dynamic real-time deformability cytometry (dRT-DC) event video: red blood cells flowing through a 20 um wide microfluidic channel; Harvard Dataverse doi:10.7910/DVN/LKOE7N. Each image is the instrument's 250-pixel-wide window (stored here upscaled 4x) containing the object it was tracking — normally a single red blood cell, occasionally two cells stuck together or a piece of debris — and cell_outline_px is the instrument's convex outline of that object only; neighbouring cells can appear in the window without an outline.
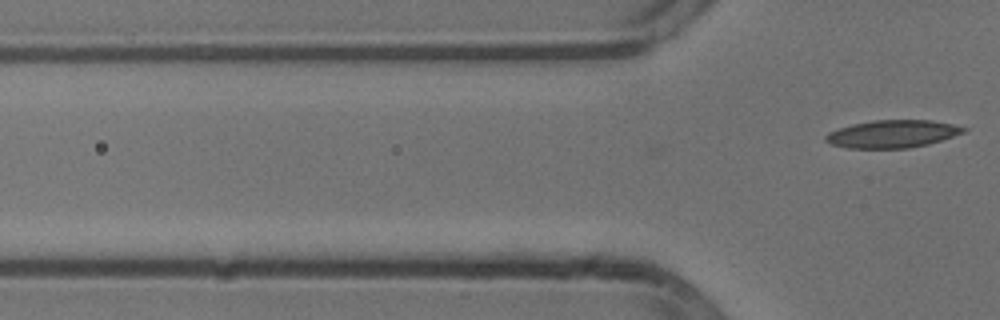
{"species": "common noctule bat (a hibernating species)", "species_latin": "Nyctalus noctula", "temperature_condition": "cold", "stored_images_in_passage": 4, "camera_frame_rate_fps": 3000, "um_per_image_px": 0.085, "animal": {"sex": "male", "body_mass_g": 13.3}, "frame": {"image": 1, "passage_image": 4, "time_ms": 1.0, "image_size_px": [1000, 320], "cell_outline_px": [[968, 128], [964, 132], [928, 144], [908, 148], [848, 148], [832, 144], [824, 140], [824, 136], [828, 132], [852, 124], [872, 120], [932, 120], [952, 124]], "centroid_in_image_um": [75.83, 11.38], "position_along_channel_um": 50.0, "area_um2": 22.08}}